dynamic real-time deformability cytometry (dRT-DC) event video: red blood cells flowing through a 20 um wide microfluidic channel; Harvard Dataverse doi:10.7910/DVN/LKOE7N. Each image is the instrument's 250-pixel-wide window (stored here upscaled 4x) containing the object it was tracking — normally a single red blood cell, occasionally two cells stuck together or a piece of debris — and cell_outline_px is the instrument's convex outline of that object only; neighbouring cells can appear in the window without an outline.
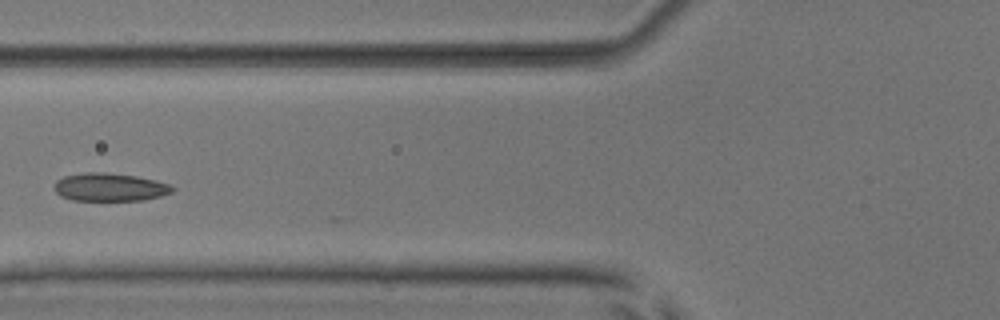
{"species": "common noctule bat (a hibernating species)", "species_latin": "Nyctalus noctula", "temperature_condition": "room temperature", "stored_images_in_passage": 7, "camera_frame_rate_fps": 3000, "um_per_image_px": 0.085, "animal": {"sex": "male", "body_mass_g": 17.9, "forearm_length_mm": 54.2}, "frame": {"image": 1, "passage_image": 7, "time_ms": 7.0, "image_size_px": [1000, 320], "cell_outline_px": [[176, 188], [172, 192], [160, 196], [144, 200], [72, 200], [60, 196], [52, 188], [56, 180], [64, 176], [88, 172], [104, 172], [136, 176], [156, 180], [172, 184]], "centroid_in_image_um": [9.34, 15.9], "position_along_channel_um": 116.5, "area_um2": 19.48}}